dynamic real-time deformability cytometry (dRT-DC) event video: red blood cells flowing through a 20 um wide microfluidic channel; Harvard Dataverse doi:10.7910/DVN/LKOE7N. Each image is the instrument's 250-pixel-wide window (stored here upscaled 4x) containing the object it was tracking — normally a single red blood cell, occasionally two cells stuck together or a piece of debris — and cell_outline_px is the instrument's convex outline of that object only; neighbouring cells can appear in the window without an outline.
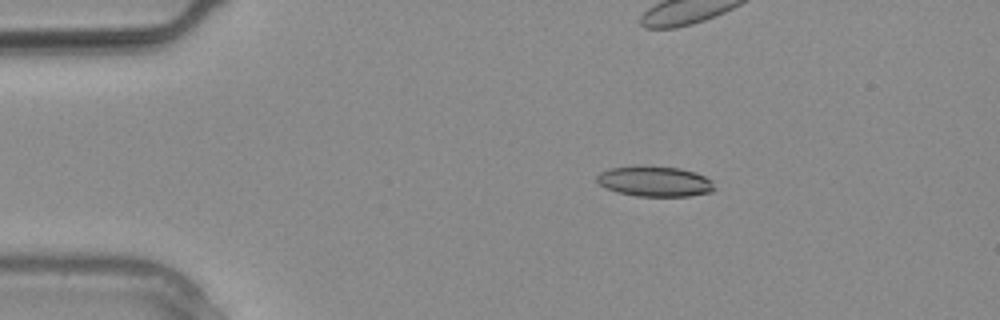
{"species": "common noctule bat (a hibernating species)", "species_latin": "Nyctalus noctula", "temperature_condition": "warm", "stored_images_in_passage": 2, "camera_frame_rate_fps": 3000, "um_per_image_px": 0.085, "animal": {"sex": "male", "body_mass_g": 20.4}, "frame": {"image": 1, "passage_image": 1, "time_ms": 0.0, "image_size_px": [1000, 320], "cell_outline_px": [[716, 188], [712, 192], [688, 196], [636, 196], [616, 192], [604, 188], [596, 180], [596, 176], [600, 172], [612, 168], [680, 168], [704, 176], [712, 180]], "centroid_in_image_um": [55.68, 15.46], "position_along_channel_um": 29.3, "area_um2": 20.17}}